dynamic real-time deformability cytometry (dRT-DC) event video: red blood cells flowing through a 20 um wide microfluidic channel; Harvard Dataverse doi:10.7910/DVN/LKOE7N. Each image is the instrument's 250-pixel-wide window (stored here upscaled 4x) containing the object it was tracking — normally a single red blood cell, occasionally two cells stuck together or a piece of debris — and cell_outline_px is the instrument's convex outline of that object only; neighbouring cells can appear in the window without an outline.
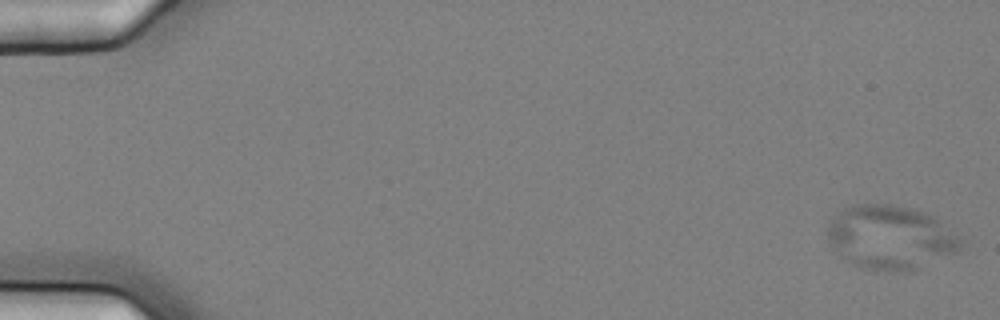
{"species": "common noctule bat (a hibernating species)", "species_latin": "Nyctalus noctula", "temperature_condition": "cold", "stored_images_in_passage": 5, "camera_frame_rate_fps": 3000, "um_per_image_px": 0.085, "animal": {"sex": "female", "body_mass_g": 25.1}, "frame": {"image": 1, "passage_image": 1, "time_ms": 0.0, "image_size_px": [1000, 320], "cell_outline_px": [[960, 252], [908, 272], [900, 272], [864, 268], [852, 264], [840, 256], [832, 248], [828, 240], [828, 228], [832, 220], [844, 208], [856, 204], [888, 204], [916, 208], [932, 216], [960, 236]], "centroid_in_image_um": [75.71, 20.19], "position_along_channel_um": 9.3, "area_um2": 49.65}}
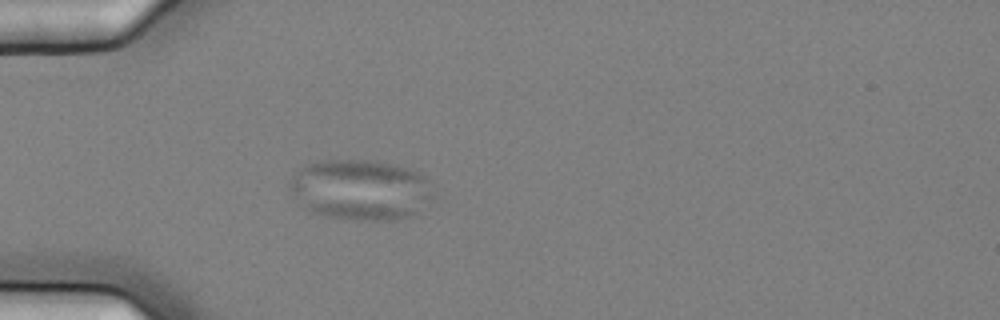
{"frame": {"image": 2, "passage_image": 5, "time_ms": 1.333, "image_size_px": [1000, 320], "cell_outline_px": [[436, 196], [416, 212], [408, 216], [396, 220], [352, 220], [328, 216], [312, 212], [288, 188], [288, 180], [292, 172], [316, 160], [364, 160], [388, 164], [404, 168], [416, 172], [424, 176], [428, 180]], "centroid_in_image_um": [30.63, 16.12], "position_along_channel_um": 54.4, "area_um2": 50.46}}